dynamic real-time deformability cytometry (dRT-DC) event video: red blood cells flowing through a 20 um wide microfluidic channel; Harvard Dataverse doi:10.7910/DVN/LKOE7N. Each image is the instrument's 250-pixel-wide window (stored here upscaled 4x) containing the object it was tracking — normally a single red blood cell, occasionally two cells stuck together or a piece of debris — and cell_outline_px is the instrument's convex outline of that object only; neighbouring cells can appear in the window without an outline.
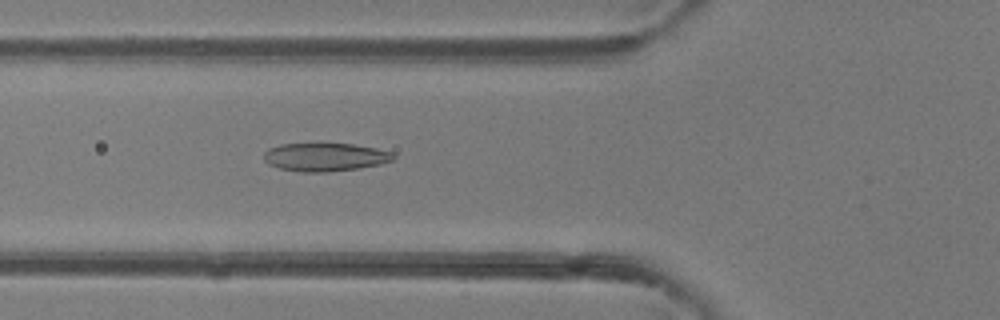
{"species": "common noctule bat (a hibernating species)", "species_latin": "Nyctalus noctula", "temperature_condition": "room temperature", "stored_images_in_passage": 40, "camera_frame_rate_fps": 3000, "um_per_image_px": 0.085, "animal": {"sex": "female"}, "frame": {"image": 1, "passage_image": 10, "time_ms": 3.0, "image_size_px": [1000, 320], "cell_outline_px": [[396, 156], [392, 160], [380, 164], [360, 168], [328, 172], [300, 172], [280, 168], [268, 164], [264, 160], [264, 152], [268, 148], [280, 144], [352, 144], [376, 148], [392, 152]], "centroid_in_image_um": [27.62, 13.35], "position_along_channel_um": 98.2, "area_um2": 21.33}}
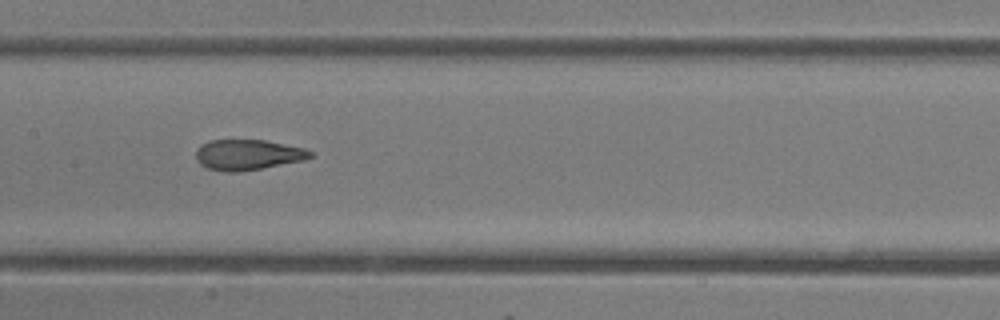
{"frame": {"image": 2, "passage_image": 16, "time_ms": 5.0, "image_size_px": [1000, 320], "cell_outline_px": [[312, 156], [304, 160], [260, 168], [236, 172], [224, 172], [208, 168], [200, 164], [196, 160], [196, 148], [200, 144], [208, 140], [264, 140], [304, 148], [312, 152]], "centroid_in_image_um": [21.01, 13.15], "position_along_channel_um": 186.4, "area_um2": 20.23}}
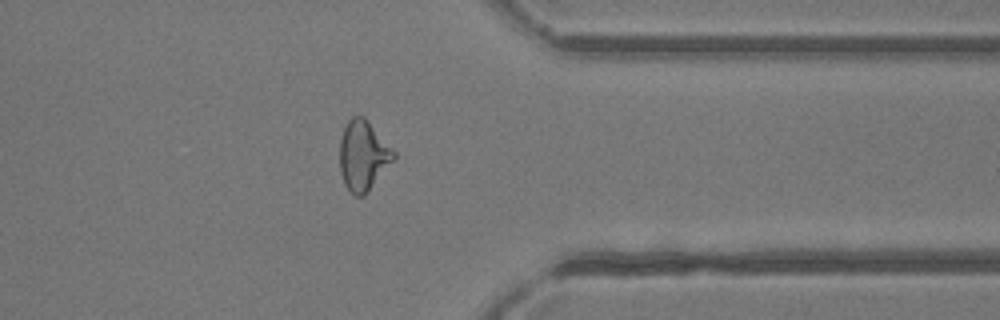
{"frame": {"image": 3, "passage_image": 30, "time_ms": 9.667, "image_size_px": [1000, 320], "cell_outline_px": [[396, 156], [364, 196], [356, 196], [344, 184], [340, 172], [340, 140], [344, 128], [348, 120], [352, 116], [364, 116], [396, 152]], "centroid_in_image_um": [30.86, 13.2], "position_along_channel_um": 380.5, "area_um2": 21.73}, "authors_computed_cell_mechanics": {"area_um2": 21.675, "velocity_mm_per_s": 4.3587, "shape_relaxation_time_tau1_ms": 4.9987, "shape_relaxation_time_tau2_ms": 1.4703, "deformation_change_tau1": 0.18, "deformation_change_tau2": 0.0763}}